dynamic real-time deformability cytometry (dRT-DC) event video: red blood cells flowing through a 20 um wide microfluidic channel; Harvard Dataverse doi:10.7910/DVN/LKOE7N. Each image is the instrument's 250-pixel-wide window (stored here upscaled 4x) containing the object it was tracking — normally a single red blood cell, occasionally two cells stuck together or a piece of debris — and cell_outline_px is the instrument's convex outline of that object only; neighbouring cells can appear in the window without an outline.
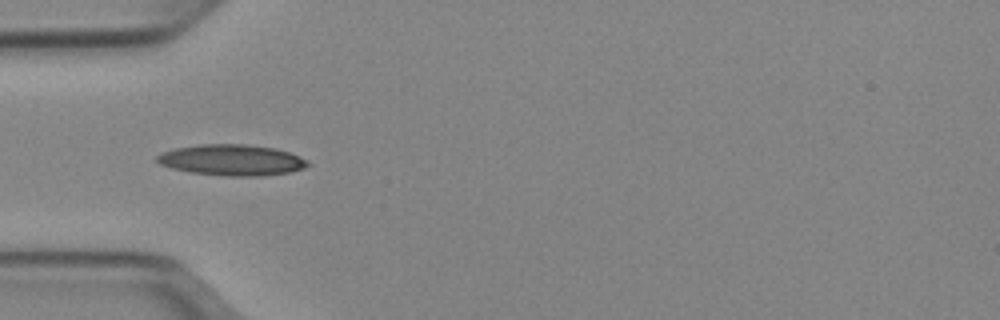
{"species": "Egyptian fruit bat (a non-hibernating species)", "species_latin": "Rousettus aegyptiacus", "temperature_condition": "cold", "stored_images_in_passage": 36, "camera_frame_rate_fps": 3000, "um_per_image_px": 0.085, "animal": {"sex": "female"}, "frame": {"image": 1, "passage_image": 1, "time_ms": 0.0, "image_size_px": [1000, 320], "cell_outline_px": [[312, 164], [304, 168], [288, 172], [260, 176], [224, 176], [192, 172], [172, 168], [160, 164], [156, 160], [156, 156], [160, 152], [176, 148], [200, 144], [244, 144], [276, 148], [300, 156], [308, 160]], "centroid_in_image_um": [19.71, 13.6], "position_along_channel_um": 65.3, "area_um2": 27.28}}
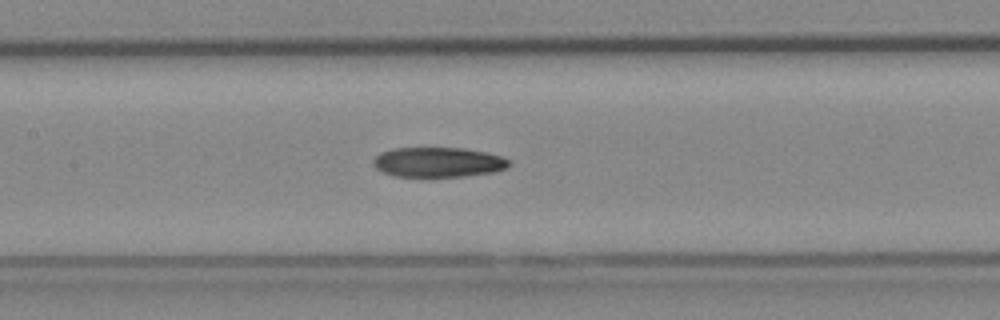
{"frame": {"image": 2, "passage_image": 9, "time_ms": 2.667, "image_size_px": [1000, 320], "cell_outline_px": [[512, 164], [504, 168], [492, 172], [464, 176], [392, 176], [376, 168], [372, 164], [372, 160], [380, 152], [392, 148], [464, 148], [504, 156], [512, 160]], "centroid_in_image_um": [37.25, 13.77], "position_along_channel_um": 170.2, "area_um2": 23.7}}
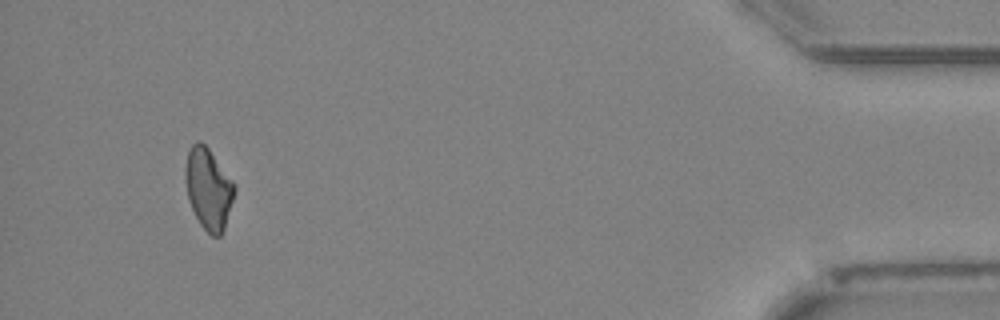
{"frame": {"image": 3, "passage_image": 33, "time_ms": 10.667, "image_size_px": [1000, 320], "cell_outline_px": [[236, 192], [224, 228], [220, 236], [212, 236], [200, 224], [188, 200], [184, 176], [184, 168], [188, 152], [192, 144], [196, 140], [200, 140], [208, 148], [236, 184]], "centroid_in_image_um": [17.72, 16.02], "position_along_channel_um": 417.5, "area_um2": 23.35}, "authors_computed_cell_mechanics": {"area_um2": 23.7847, "velocity_mm_per_s": 3.9576, "shape_relaxation_time_tau1_ms": 10.7103, "shape_relaxation_time_tau2_ms": null, "deformation_change_tau1": 0.2034, "deformation_change_tau2": null}}